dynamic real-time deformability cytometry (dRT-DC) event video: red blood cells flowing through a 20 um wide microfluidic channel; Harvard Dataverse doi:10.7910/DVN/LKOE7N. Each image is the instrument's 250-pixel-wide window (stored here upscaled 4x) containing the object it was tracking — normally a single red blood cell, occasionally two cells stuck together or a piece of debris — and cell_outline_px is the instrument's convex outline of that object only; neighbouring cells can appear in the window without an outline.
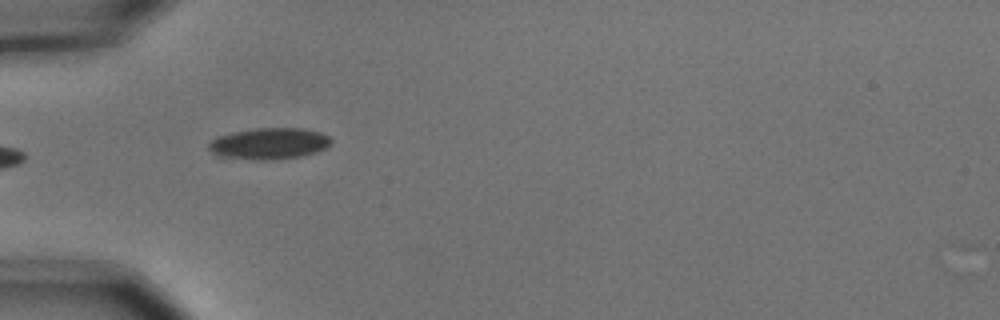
{"species": "common noctule bat (a hibernating species)", "species_latin": "Nyctalus noctula", "temperature_condition": "cold", "stored_images_in_passage": 5, "camera_frame_rate_fps": 3000, "um_per_image_px": 0.085, "animal": {"sex": "male", "body_mass_g": 15.6}, "frame": {"image": 1, "passage_image": 4, "time_ms": 1.0, "image_size_px": [1000, 320], "cell_outline_px": [[332, 144], [316, 152], [304, 156], [268, 160], [224, 160], [216, 156], [208, 148], [208, 144], [212, 140], [220, 136], [232, 132], [256, 128], [304, 128], [320, 132], [328, 136], [332, 140]], "centroid_in_image_um": [22.83, 12.23], "position_along_channel_um": 62.2, "area_um2": 22.95}}
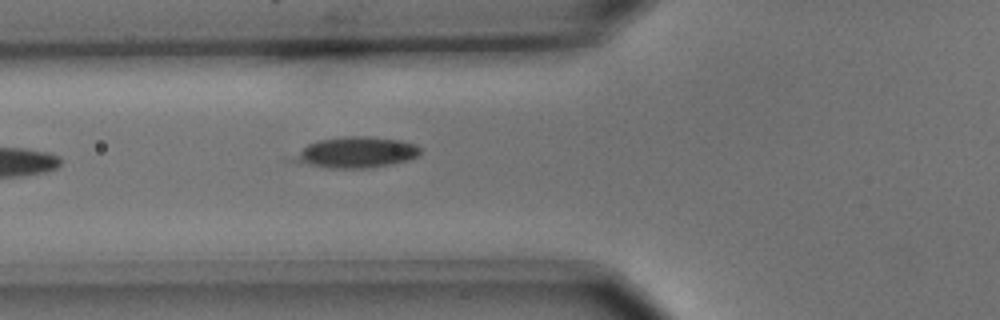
{"frame": {"image": 2, "passage_image": 5, "time_ms": 1.333, "image_size_px": [1000, 320], "cell_outline_px": [[420, 156], [408, 160], [392, 164], [368, 168], [324, 168], [280, 160], [284, 156], [316, 140], [344, 136], [372, 136], [400, 140], [416, 144], [420, 148]], "centroid_in_image_um": [30.08, 12.96], "position_along_channel_um": 95.7, "area_um2": 23.99}}